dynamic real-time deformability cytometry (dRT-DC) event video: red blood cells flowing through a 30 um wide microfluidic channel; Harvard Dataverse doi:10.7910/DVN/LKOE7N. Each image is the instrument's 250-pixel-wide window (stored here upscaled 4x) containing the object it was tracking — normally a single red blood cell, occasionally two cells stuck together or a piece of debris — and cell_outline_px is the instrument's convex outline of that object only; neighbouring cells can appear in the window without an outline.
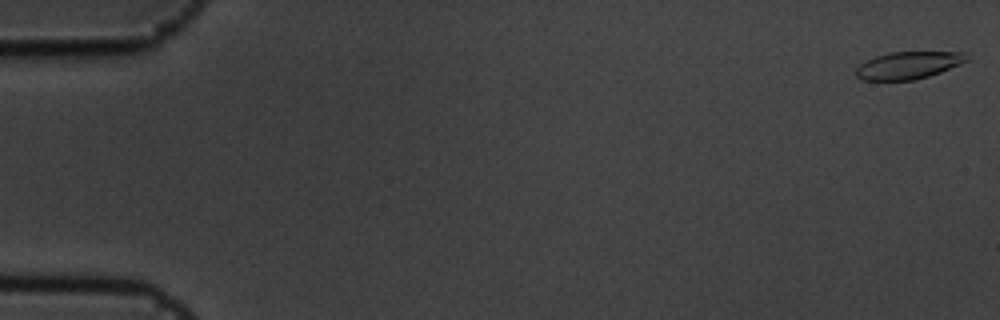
{"species": "common noctule bat (a hibernating species)", "species_latin": "Nyctalus noctula", "temperature_condition": "cold", "stored_images_in_passage": 15, "camera_frame_rate_fps": 3000, "um_per_image_px": 0.085, "animal": {"sex": "male", "body_mass_g": 19.5, "forearm_length_mm": 54.6}, "frame": {"image": 1, "passage_image": 1, "time_ms": 0.0, "image_size_px": [1000, 320], "cell_outline_px": [[968, 60], [960, 64], [940, 72], [916, 80], [860, 80], [856, 76], [856, 68], [860, 64], [876, 56], [888, 52], [968, 52]], "centroid_in_image_um": [77.21, 5.55], "position_along_channel_um": 7.8, "area_um2": 17.63}}
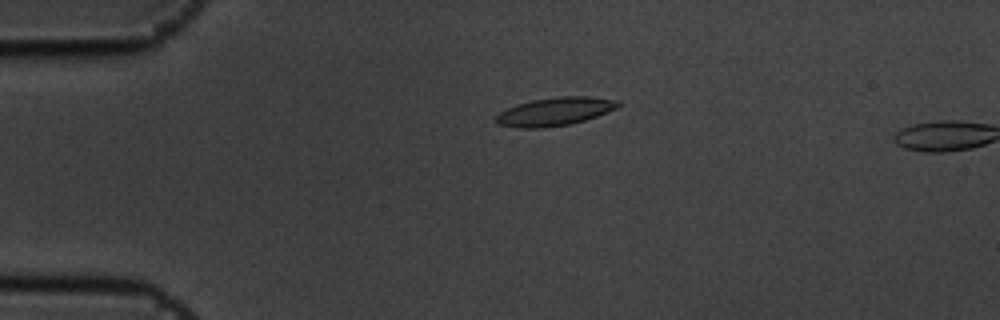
{"frame": {"image": 2, "passage_image": 13, "time_ms": 4.0, "image_size_px": [1000, 320], "cell_outline_px": [[624, 104], [616, 108], [596, 116], [584, 120], [568, 124], [540, 128], [520, 128], [496, 124], [492, 120], [500, 112], [516, 104], [532, 100], [560, 96], [588, 96], [620, 100]], "centroid_in_image_um": [47.16, 9.47], "position_along_channel_um": 37.8, "area_um2": 20.17}}